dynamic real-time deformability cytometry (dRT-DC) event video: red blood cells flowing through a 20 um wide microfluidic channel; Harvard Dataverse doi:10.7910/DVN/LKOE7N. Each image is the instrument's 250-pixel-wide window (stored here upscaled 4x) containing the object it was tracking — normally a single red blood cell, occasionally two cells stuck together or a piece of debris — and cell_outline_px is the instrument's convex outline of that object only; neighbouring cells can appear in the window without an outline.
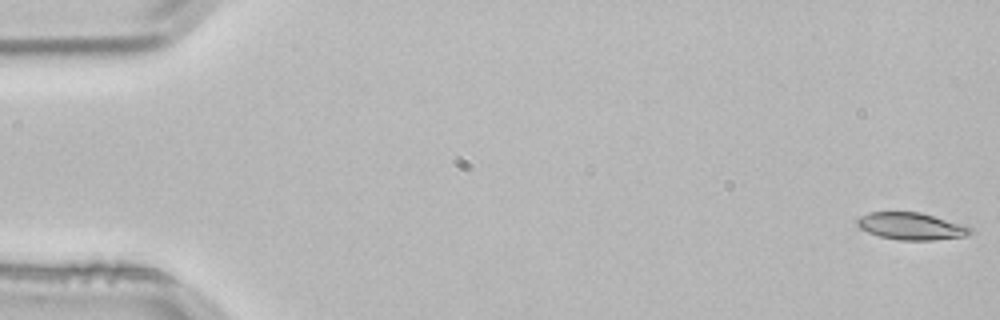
{"species": "common noctule bat (a hibernating species)", "species_latin": "Nyctalus noctula", "temperature_condition": "room temperature", "stored_images_in_passage": 4, "camera_frame_rate_fps": 3000, "um_per_image_px": 0.085, "animal": {"sex": "male", "body_mass_g": 21.5, "forearm_length_mm": 52.0}, "frame": {"image": 1, "passage_image": 1, "time_ms": 0.0, "image_size_px": [1000, 320], "cell_outline_px": [[972, 232], [968, 236], [932, 240], [900, 240], [880, 236], [868, 232], [860, 228], [856, 224], [856, 220], [860, 216], [868, 212], [920, 212], [968, 224], [972, 228]], "centroid_in_image_um": [77.52, 19.22], "position_along_channel_um": 7.5, "area_um2": 18.21}}
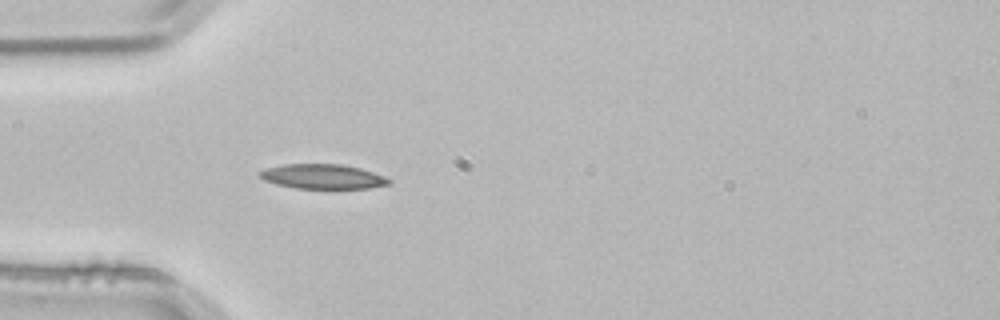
{"frame": {"image": 2, "passage_image": 4, "time_ms": 1.0, "image_size_px": [1000, 320], "cell_outline_px": [[392, 184], [368, 188], [296, 188], [276, 184], [264, 180], [260, 176], [260, 172], [264, 168], [284, 164], [344, 164], [360, 168], [384, 176], [392, 180]], "centroid_in_image_um": [27.45, 15.0], "position_along_channel_um": 57.5, "area_um2": 18.55}}